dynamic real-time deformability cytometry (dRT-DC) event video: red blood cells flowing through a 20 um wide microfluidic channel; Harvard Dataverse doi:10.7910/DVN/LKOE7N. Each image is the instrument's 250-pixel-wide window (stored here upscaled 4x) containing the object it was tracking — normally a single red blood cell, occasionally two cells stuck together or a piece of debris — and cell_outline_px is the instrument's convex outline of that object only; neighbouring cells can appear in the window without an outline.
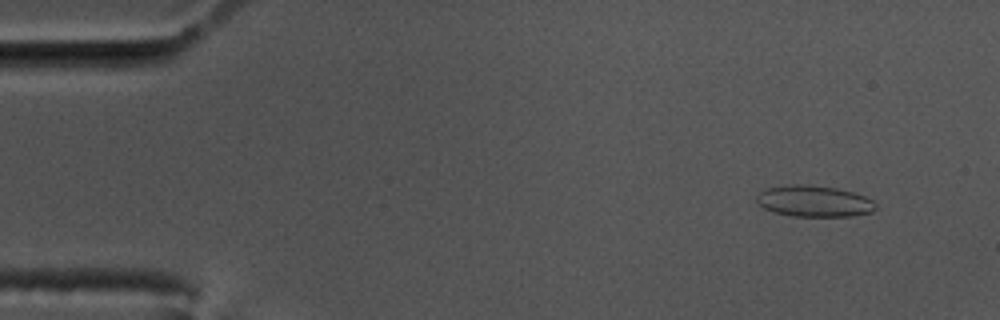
{"species": "common noctule bat (a hibernating species)", "species_latin": "Nyctalus noctula", "temperature_condition": "cold", "stored_images_in_passage": 58, "camera_frame_rate_fps": 3000, "um_per_image_px": 0.085, "animal": {"sex": "male", "body_mass_g": 17.5, "forearm_length_mm": 52.3}, "frame": {"image": 1, "passage_image": 5, "time_ms": 1.333, "image_size_px": [1000, 320], "cell_outline_px": [[876, 208], [872, 212], [852, 216], [792, 216], [776, 212], [764, 208], [756, 200], [756, 192], [768, 188], [792, 184], [808, 184], [836, 188], [852, 192], [864, 196], [872, 200], [876, 204]], "centroid_in_image_um": [69.19, 17.09], "position_along_channel_um": 15.8, "area_um2": 21.68}}
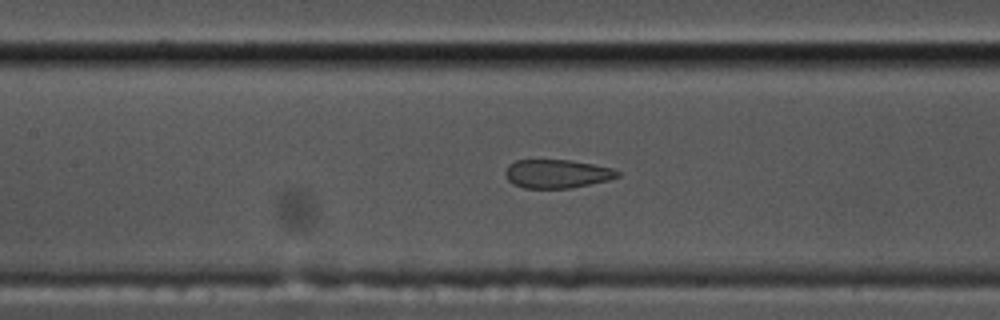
{"frame": {"image": 2, "passage_image": 26, "time_ms": 8.333, "image_size_px": [1000, 320], "cell_outline_px": [[620, 176], [608, 180], [572, 188], [524, 188], [512, 184], [504, 176], [504, 172], [508, 164], [516, 160], [572, 160], [612, 168], [620, 172]], "centroid_in_image_um": [47.31, 14.77], "position_along_channel_um": 160.1, "area_um2": 18.84}}
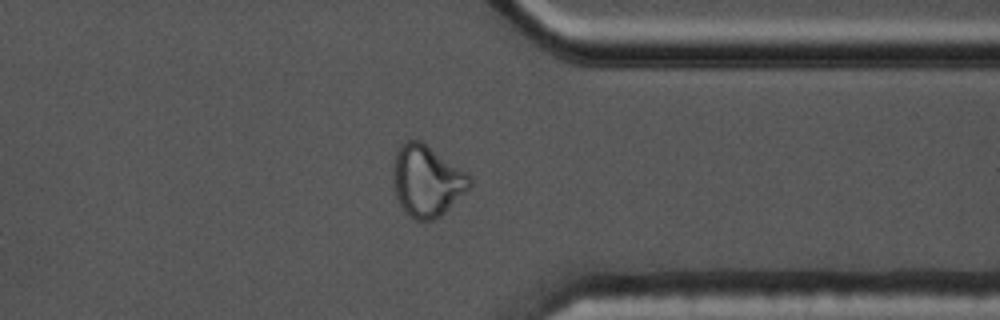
{"frame": {"image": 3, "passage_image": 45, "time_ms": 14.667, "image_size_px": [1000, 320], "cell_outline_px": [[472, 184], [440, 216], [432, 220], [416, 220], [408, 216], [400, 204], [396, 196], [392, 176], [392, 172], [396, 152], [400, 144], [404, 140], [420, 140], [464, 172], [472, 180]], "centroid_in_image_um": [36.22, 15.37], "position_along_channel_um": 375.2, "area_um2": 31.15}}